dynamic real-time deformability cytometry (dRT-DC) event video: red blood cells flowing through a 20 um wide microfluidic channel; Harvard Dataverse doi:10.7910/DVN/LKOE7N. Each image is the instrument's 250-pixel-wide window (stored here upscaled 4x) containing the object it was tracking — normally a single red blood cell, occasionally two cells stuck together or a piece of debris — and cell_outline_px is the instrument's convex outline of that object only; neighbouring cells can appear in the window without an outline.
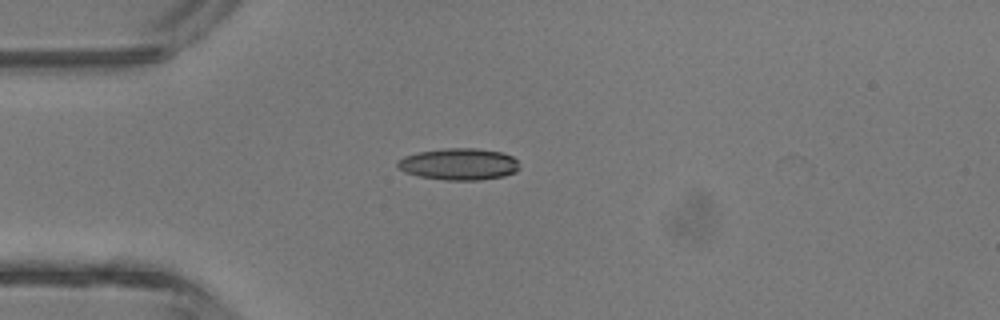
{"species": "common noctule bat (a hibernating species)", "species_latin": "Nyctalus noctula", "temperature_condition": "room temperature", "stored_images_in_passage": 3, "camera_frame_rate_fps": 3000, "um_per_image_px": 0.085, "animal": {"sex": "male", "body_mass_g": 13.3}, "frame": {"image": 1, "passage_image": 3, "time_ms": 3.0, "image_size_px": [1000, 320], "cell_outline_px": [[520, 168], [516, 172], [504, 176], [480, 180], [444, 180], [420, 176], [404, 172], [396, 164], [396, 160], [404, 156], [420, 152], [444, 148], [476, 148], [500, 152], [512, 156], [516, 160]], "centroid_in_image_um": [39.01, 13.95], "position_along_channel_um": 46.0, "area_um2": 22.54}}